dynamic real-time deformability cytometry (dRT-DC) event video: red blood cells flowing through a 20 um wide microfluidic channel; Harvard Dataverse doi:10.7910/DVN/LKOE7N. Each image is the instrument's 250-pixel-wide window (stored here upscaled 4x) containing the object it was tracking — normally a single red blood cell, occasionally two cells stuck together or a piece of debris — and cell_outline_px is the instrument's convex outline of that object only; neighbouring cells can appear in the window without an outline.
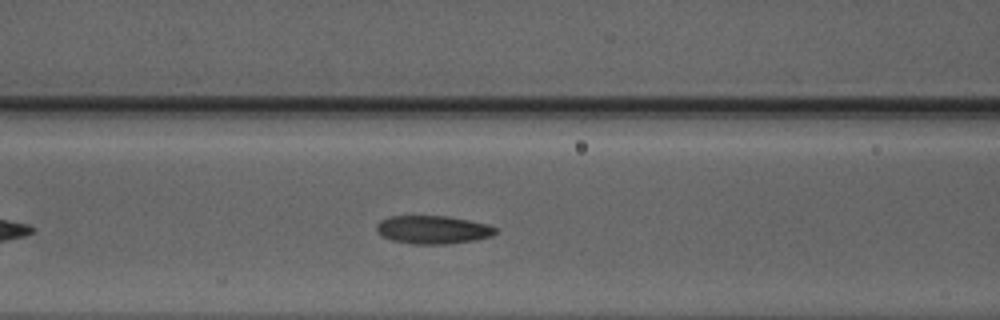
{"species": "Egyptian fruit bat (a non-hibernating species)", "species_latin": "Rousettus aegyptiacus", "temperature_condition": "warm", "stored_images_in_passage": 42, "camera_frame_rate_fps": 3000, "um_per_image_px": 0.085, "animal": {"sex": "male"}, "frame": {"image": 1, "passage_image": 11, "time_ms": 3.333, "image_size_px": [1000, 320], "cell_outline_px": [[496, 232], [492, 236], [472, 240], [444, 244], [412, 244], [392, 240], [380, 236], [376, 232], [376, 224], [380, 220], [388, 216], [448, 216], [488, 224], [496, 228]], "centroid_in_image_um": [36.73, 19.52], "position_along_channel_um": 129.9, "area_um2": 19.59}}
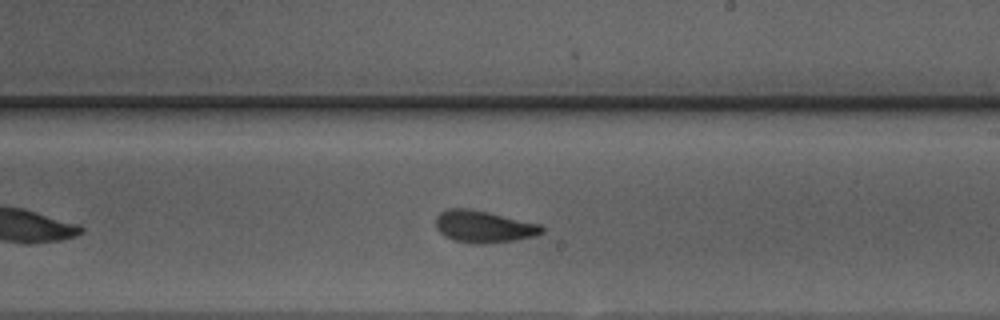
{"frame": {"image": 2, "passage_image": 20, "time_ms": 6.333, "image_size_px": [1000, 320], "cell_outline_px": [[544, 232], [536, 236], [516, 240], [484, 244], [476, 244], [456, 240], [444, 236], [436, 228], [436, 216], [440, 212], [448, 208], [468, 208], [488, 212], [540, 224], [544, 228]], "centroid_in_image_um": [41.12, 19.26], "position_along_channel_um": 247.9, "area_um2": 19.83}}
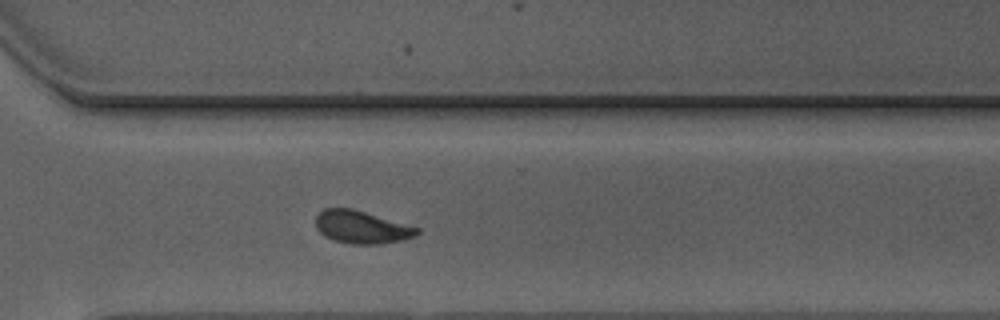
{"frame": {"image": 3, "passage_image": 27, "time_ms": 8.667, "image_size_px": [1000, 320], "cell_outline_px": [[420, 232], [416, 236], [404, 240], [380, 244], [352, 244], [332, 240], [324, 236], [316, 228], [316, 216], [324, 208], [352, 208], [420, 228]], "centroid_in_image_um": [30.74, 19.31], "position_along_channel_um": 339.9, "area_um2": 19.42}, "authors_computed_cell_mechanics": {"area_um2": 19.5942, "velocity_mm_per_s": 3.9445, "shape_relaxation_time_tau1_ms": 5.4882, "shape_relaxation_time_tau2_ms": 2.1458, "deformation_change_tau1": 0.1429, "deformation_change_tau2": 0.0856}}